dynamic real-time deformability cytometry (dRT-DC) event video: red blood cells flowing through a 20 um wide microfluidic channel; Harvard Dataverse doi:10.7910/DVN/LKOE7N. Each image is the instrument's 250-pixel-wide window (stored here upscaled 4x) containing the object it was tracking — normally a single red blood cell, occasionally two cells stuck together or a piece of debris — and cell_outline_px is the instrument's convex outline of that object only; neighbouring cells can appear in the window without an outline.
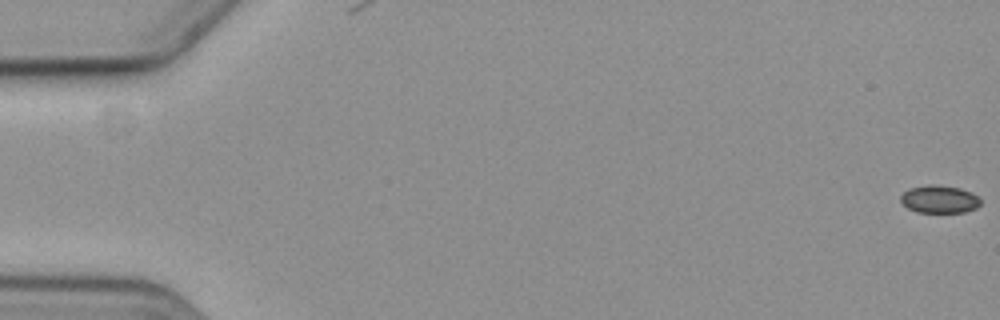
{"species": "common noctule bat (a hibernating species)", "species_latin": "Nyctalus noctula", "temperature_condition": "cold", "stored_images_in_passage": 7, "camera_frame_rate_fps": 3000, "um_per_image_px": 0.085, "animal": {"sex": "female", "body_mass_g": 19.3, "forearm_length_mm": 54.1}, "frame": {"image": 1, "passage_image": 1, "time_ms": 0.0, "image_size_px": [1000, 320], "cell_outline_px": [[980, 204], [976, 208], [964, 212], [916, 212], [908, 208], [900, 200], [900, 196], [908, 188], [928, 184], [932, 184], [960, 188], [972, 192], [980, 200]], "centroid_in_image_um": [79.83, 16.92], "position_along_channel_um": 5.2, "area_um2": 12.89}}
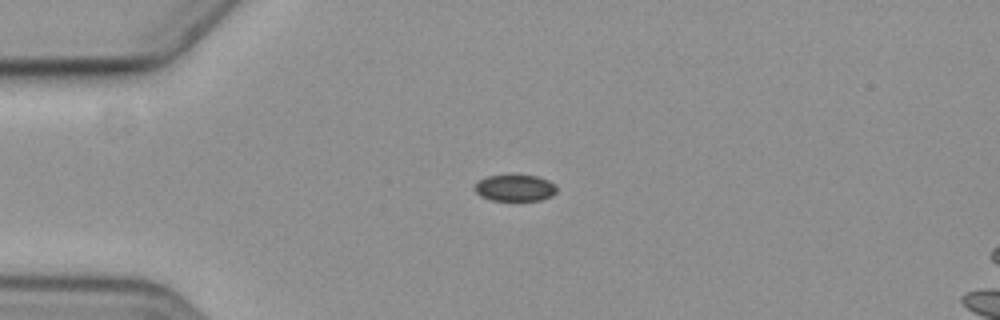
{"frame": {"image": 2, "passage_image": 5, "time_ms": 5.0, "image_size_px": [1000, 320], "cell_outline_px": [[556, 192], [552, 196], [540, 200], [492, 200], [480, 196], [476, 192], [476, 184], [480, 180], [488, 176], [512, 172], [536, 176], [548, 180], [556, 188]], "centroid_in_image_um": [43.77, 15.93], "position_along_channel_um": 41.2, "area_um2": 12.95}}